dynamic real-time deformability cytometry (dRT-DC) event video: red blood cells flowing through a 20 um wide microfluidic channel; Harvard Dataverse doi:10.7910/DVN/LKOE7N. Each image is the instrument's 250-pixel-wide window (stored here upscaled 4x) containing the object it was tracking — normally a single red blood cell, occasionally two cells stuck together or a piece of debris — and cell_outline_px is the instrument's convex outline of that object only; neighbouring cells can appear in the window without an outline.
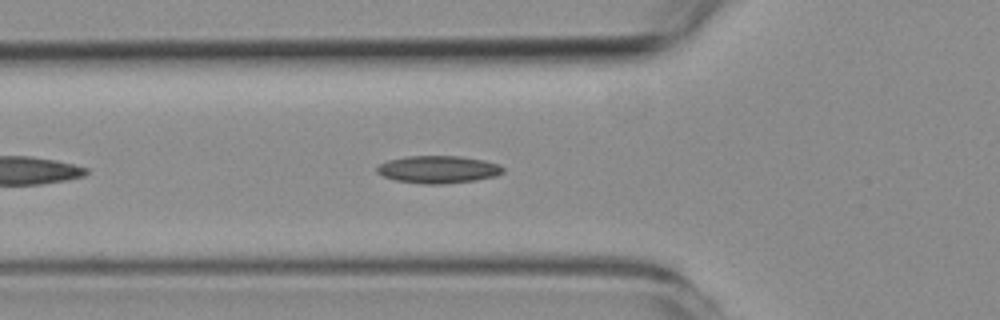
{"species": "common noctule bat (a hibernating species)", "species_latin": "Nyctalus noctula", "temperature_condition": "room temperature", "stored_images_in_passage": 44, "camera_frame_rate_fps": 3000, "um_per_image_px": 0.085, "animal": {"sex": "female", "body_mass_g": 19.3, "forearm_length_mm": 54.1}, "frame": {"image": 1, "passage_image": 7, "time_ms": 2.0, "image_size_px": [1000, 320], "cell_outline_px": [[504, 172], [496, 176], [476, 180], [444, 184], [424, 184], [396, 180], [384, 176], [376, 172], [376, 168], [380, 164], [388, 160], [408, 156], [460, 156], [484, 160], [496, 164], [504, 168]], "centroid_in_image_um": [37.25, 14.4], "position_along_channel_um": 88.5, "area_um2": 20.11}}
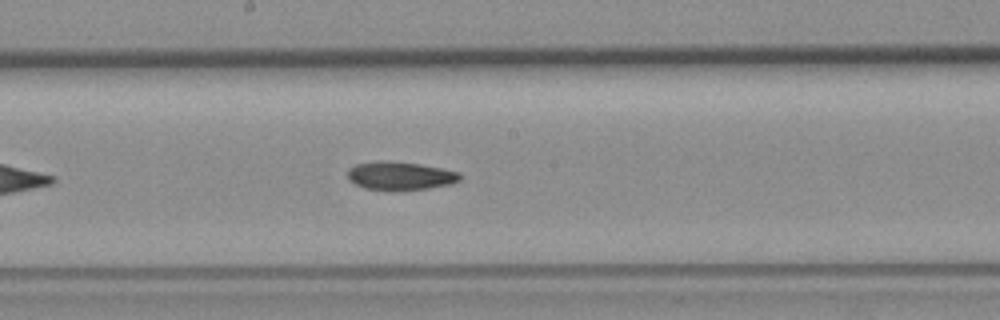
{"frame": {"image": 2, "passage_image": 17, "time_ms": 5.333, "image_size_px": [1000, 320], "cell_outline_px": [[460, 180], [452, 184], [428, 188], [400, 192], [364, 188], [348, 180], [348, 168], [356, 164], [420, 164], [460, 172]], "centroid_in_image_um": [34.07, 15.02], "position_along_channel_um": 214.1, "area_um2": 17.92}}
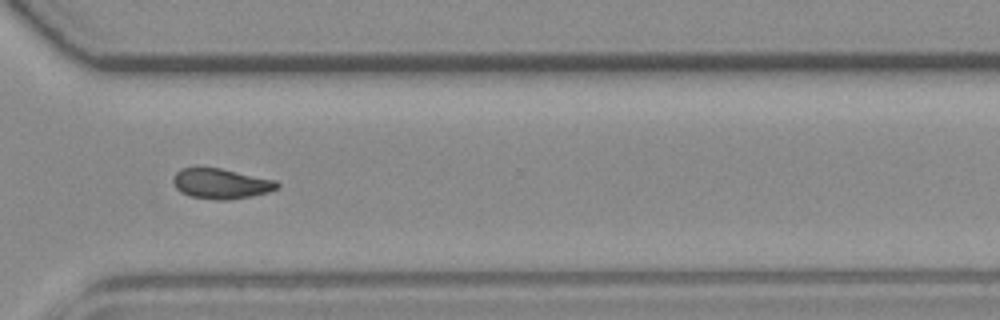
{"frame": {"image": 3, "passage_image": 28, "time_ms": 9.0, "image_size_px": [1000, 320], "cell_outline_px": [[280, 188], [268, 192], [252, 196], [228, 200], [216, 200], [192, 196], [180, 192], [176, 188], [172, 180], [176, 172], [180, 168], [196, 164], [220, 168], [276, 180], [280, 184]], "centroid_in_image_um": [18.75, 15.57], "position_along_channel_um": 351.8, "area_um2": 18.9}, "authors_computed_cell_mechanics": {"area_um2": 18.5249, "velocity_mm_per_s": 3.7568, "shape_relaxation_time_tau1_ms": null, "shape_relaxation_time_tau2_ms": 7.4568, "deformation_change_tau1": null, "deformation_change_tau2": 0.1349}}